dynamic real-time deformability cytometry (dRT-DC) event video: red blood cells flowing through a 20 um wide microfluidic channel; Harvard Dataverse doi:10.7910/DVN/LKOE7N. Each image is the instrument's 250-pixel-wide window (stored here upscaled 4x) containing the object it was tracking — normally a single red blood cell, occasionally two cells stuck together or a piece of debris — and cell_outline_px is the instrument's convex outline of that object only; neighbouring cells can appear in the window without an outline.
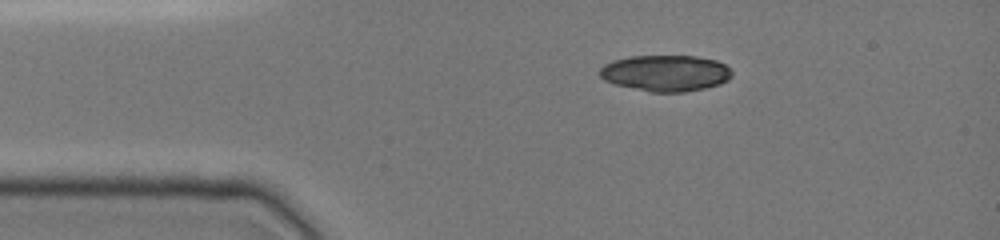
{"species": "common noctule bat (a hibernating species)", "species_latin": "Nyctalus noctula", "temperature_condition": "cold", "stored_images_in_passage": 40, "camera_frame_rate_fps": 3000, "um_per_image_px": 0.085, "animal": {"sex": "female", "body_mass_g": 19.0, "forearm_length_mm": 51.5}, "frame": {"image": 1, "passage_image": 1, "time_ms": 0.0, "image_size_px": [1000, 240], "cell_outline_px": [[732, 76], [728, 80], [720, 84], [704, 88], [684, 92], [652, 92], [616, 84], [604, 80], [600, 76], [600, 68], [604, 64], [612, 60], [628, 56], [696, 56], [716, 60], [724, 64], [732, 72]], "centroid_in_image_um": [56.57, 6.21], "position_along_channel_um": 28.4, "area_um2": 27.86}}